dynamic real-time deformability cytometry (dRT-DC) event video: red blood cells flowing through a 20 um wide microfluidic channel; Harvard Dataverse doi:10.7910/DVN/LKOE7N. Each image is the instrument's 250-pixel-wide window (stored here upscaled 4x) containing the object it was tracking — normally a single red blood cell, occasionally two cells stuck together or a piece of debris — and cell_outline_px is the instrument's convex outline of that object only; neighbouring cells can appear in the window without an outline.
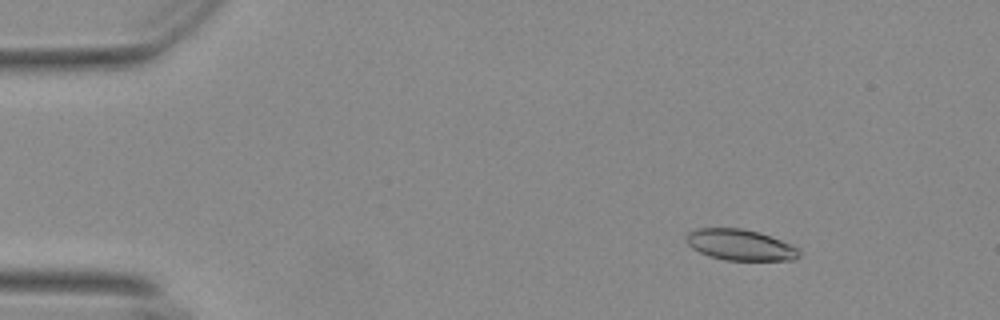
{"species": "Egyptian fruit bat (a non-hibernating species)", "species_latin": "Rousettus aegyptiacus", "temperature_condition": "warm", "stored_images_in_passage": 72, "segment_of_instrument_passage": [1, 2], "camera_frame_rate_fps": 3000, "um_per_image_px": 0.085, "animal": {"sex": "female"}, "frame": {"image": 1, "passage_image": 7, "time_ms": 2.0, "image_size_px": [1000, 320], "cell_outline_px": [[800, 256], [792, 260], [724, 260], [708, 256], [692, 248], [684, 240], [688, 232], [696, 228], [740, 228], [756, 232], [792, 244], [800, 248]], "centroid_in_image_um": [62.9, 20.82], "position_along_channel_um": 22.1, "area_um2": 20.4}}